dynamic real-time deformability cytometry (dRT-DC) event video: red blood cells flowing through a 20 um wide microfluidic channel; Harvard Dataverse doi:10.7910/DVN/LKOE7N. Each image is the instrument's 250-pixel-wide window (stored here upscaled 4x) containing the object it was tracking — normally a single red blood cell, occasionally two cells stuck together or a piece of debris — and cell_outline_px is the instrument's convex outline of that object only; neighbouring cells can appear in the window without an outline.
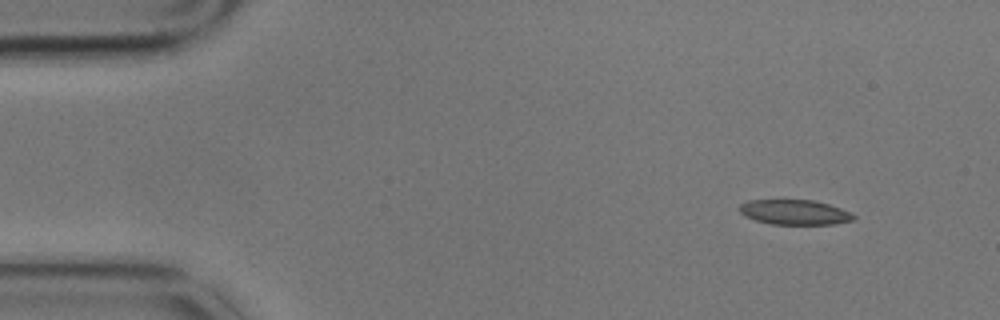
{"species": "common noctule bat (a hibernating species)", "species_latin": "Nyctalus noctula", "temperature_condition": "cold", "stored_images_in_passage": 3, "camera_frame_rate_fps": 3000, "um_per_image_px": 0.085, "animal": {"sex": "male", "body_mass_g": 17.9}, "frame": {"image": 1, "passage_image": 1, "time_ms": 0.0, "image_size_px": [1000, 320], "cell_outline_px": [[856, 220], [836, 224], [772, 224], [756, 220], [744, 216], [740, 212], [740, 204], [748, 200], [812, 200], [828, 204], [852, 212], [856, 216]], "centroid_in_image_um": [67.59, 18.04], "position_along_channel_um": 17.4, "area_um2": 16.65}}